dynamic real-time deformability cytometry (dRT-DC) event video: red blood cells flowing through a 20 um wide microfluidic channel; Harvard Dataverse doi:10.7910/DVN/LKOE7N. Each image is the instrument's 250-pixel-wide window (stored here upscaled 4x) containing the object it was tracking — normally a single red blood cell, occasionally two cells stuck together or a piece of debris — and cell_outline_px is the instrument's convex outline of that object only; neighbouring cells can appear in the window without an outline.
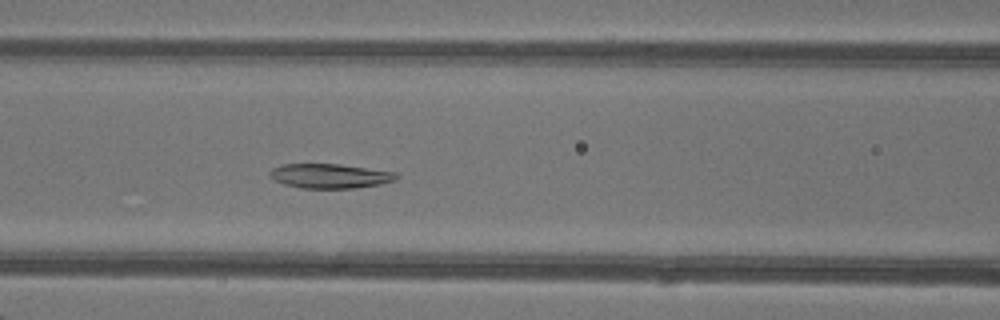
{"species": "common noctule bat (a hibernating species)", "species_latin": "Nyctalus noctula", "temperature_condition": "warm", "stored_images_in_passage": 48, "camera_frame_rate_fps": 3000, "um_per_image_px": 0.085, "animal": {"sex": "female"}, "frame": {"image": 1, "passage_image": 21, "time_ms": 6.667, "image_size_px": [1000, 320], "cell_outline_px": [[396, 180], [380, 184], [356, 188], [300, 188], [284, 184], [268, 176], [268, 172], [272, 168], [280, 164], [340, 164], [396, 172]], "centroid_in_image_um": [28.0, 14.95], "position_along_channel_um": 138.6, "area_um2": 18.09}}
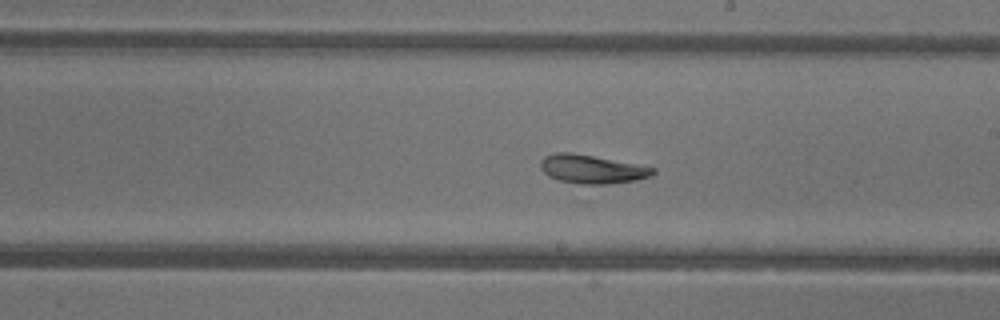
{"frame": {"image": 2, "passage_image": 28, "time_ms": 9.0, "image_size_px": [1000, 320], "cell_outline_px": [[656, 172], [652, 176], [636, 180], [608, 184], [580, 184], [560, 180], [548, 176], [540, 168], [540, 160], [544, 156], [556, 152], [572, 152], [656, 168]], "centroid_in_image_um": [50.3, 14.37], "position_along_channel_um": 238.7, "area_um2": 18.73}}
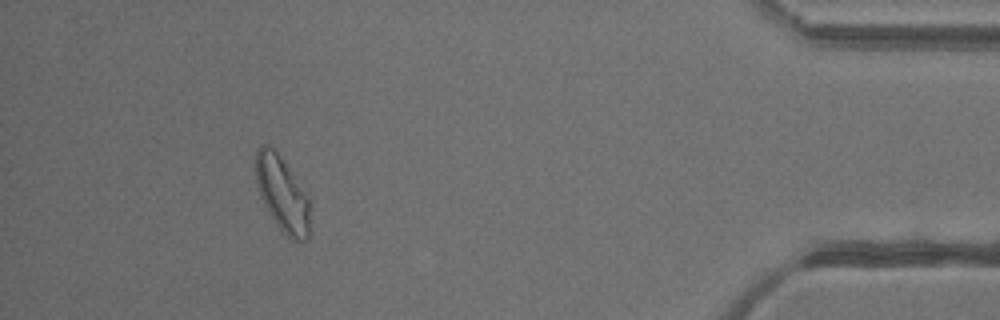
{"frame": {"image": 3, "passage_image": 44, "time_ms": 14.333, "image_size_px": [1000, 320], "cell_outline_px": [[312, 208], [308, 236], [304, 240], [292, 240], [276, 224], [264, 204], [260, 196], [256, 180], [256, 152], [260, 144], [268, 144], [276, 152], [312, 196]], "centroid_in_image_um": [24.06, 16.49], "position_along_channel_um": 411.1, "area_um2": 24.28}, "authors_computed_cell_mechanics": {"area_um2": 21.1259, "velocity_mm_per_s": 4.2927, "shape_relaxation_time_tau1_ms": 7.6608, "shape_relaxation_time_tau2_ms": 8.7083, "deformation_change_tau1": 0.2043, "deformation_change_tau2": 0.158}}